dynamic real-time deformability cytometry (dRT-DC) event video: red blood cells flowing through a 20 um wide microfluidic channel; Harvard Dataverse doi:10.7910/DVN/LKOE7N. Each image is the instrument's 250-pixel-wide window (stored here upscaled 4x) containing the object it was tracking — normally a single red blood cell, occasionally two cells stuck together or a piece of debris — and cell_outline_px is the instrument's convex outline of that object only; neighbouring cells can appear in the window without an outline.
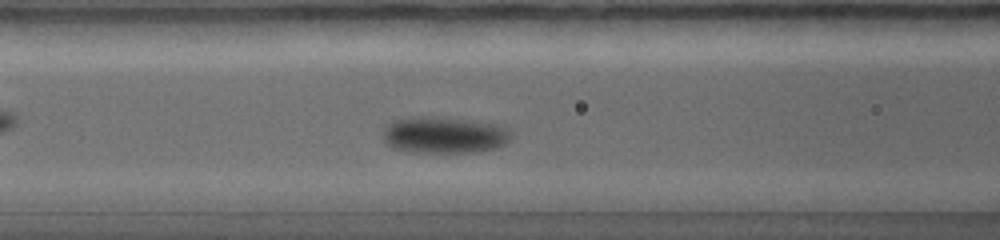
{"species": "common noctule bat (a hibernating species)", "species_latin": "Nyctalus noctula", "temperature_condition": "warm", "stored_images_in_passage": 31, "camera_frame_rate_fps": 5000, "um_per_image_px": 0.085, "animal": {"sex": "female", "body_mass_g": 19.0, "forearm_length_mm": 56.7}, "frame": {"image": 1, "passage_image": 13, "time_ms": 2.4, "image_size_px": [1000, 240], "cell_outline_px": [[512, 136], [504, 144], [496, 148], [476, 152], [412, 152], [392, 148], [384, 140], [384, 124], [392, 120], [408, 116], [444, 116], [504, 124], [508, 128]], "centroid_in_image_um": [37.76, 11.43], "position_along_channel_um": 128.8, "area_um2": 28.15}}
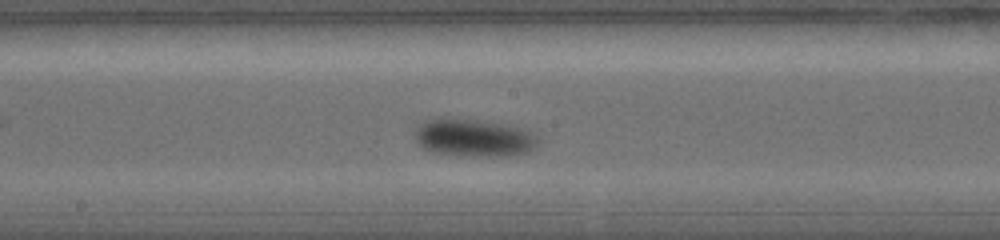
{"frame": {"image": 2, "passage_image": 19, "time_ms": 3.6, "image_size_px": [1000, 240], "cell_outline_px": [[540, 144], [528, 152], [508, 156], [476, 156], [432, 152], [424, 148], [416, 140], [416, 128], [424, 120], [436, 116], [452, 116], [516, 124], [536, 132], [540, 140]], "centroid_in_image_um": [40.36, 11.65], "position_along_channel_um": 207.8, "area_um2": 28.38}}
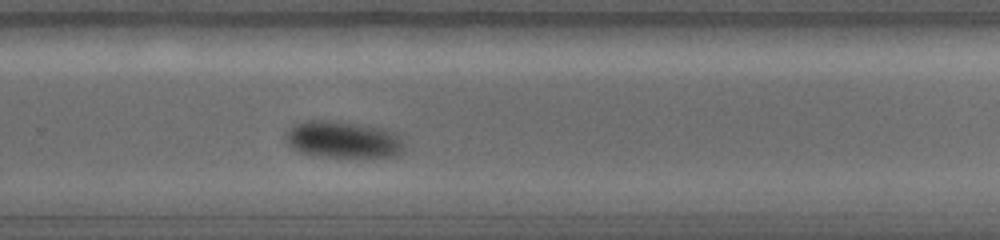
{"frame": {"image": 3, "passage_image": 26, "time_ms": 5.0, "image_size_px": [1000, 240], "cell_outline_px": [[404, 152], [396, 156], [324, 156], [300, 152], [288, 144], [284, 140], [284, 136], [288, 128], [304, 120], [332, 120], [360, 124], [384, 128], [396, 132], [400, 136], [404, 144]], "centroid_in_image_um": [29.17, 11.84], "position_along_channel_um": 300.6, "area_um2": 25.55}}